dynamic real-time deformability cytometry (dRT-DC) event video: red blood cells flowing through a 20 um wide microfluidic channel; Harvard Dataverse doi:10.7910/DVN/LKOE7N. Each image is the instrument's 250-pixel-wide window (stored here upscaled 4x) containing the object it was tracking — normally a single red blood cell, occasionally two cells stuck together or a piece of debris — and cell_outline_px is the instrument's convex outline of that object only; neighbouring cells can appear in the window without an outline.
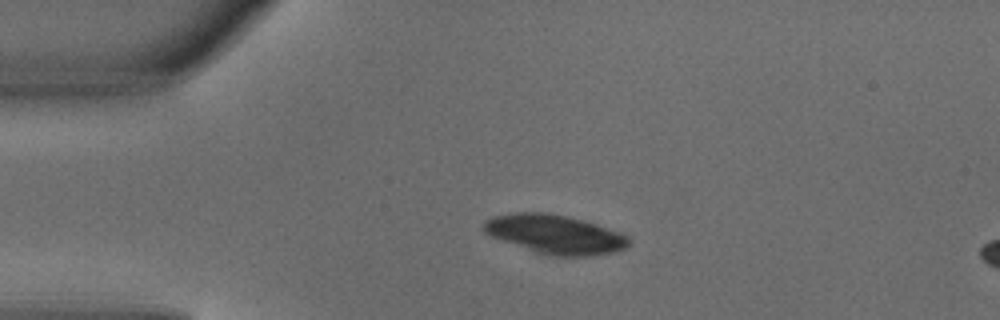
{"species": "common noctule bat (a hibernating species)", "species_latin": "Nyctalus noctula", "temperature_condition": "warm", "stored_images_in_passage": 2, "camera_frame_rate_fps": 3000, "um_per_image_px": 0.085, "animal": {"sex": "male", "body_mass_g": 18.8}, "frame": {"image": 1, "passage_image": 2, "time_ms": 0.333, "image_size_px": [1000, 320], "cell_outline_px": [[632, 240], [624, 248], [612, 252], [588, 256], [552, 256], [536, 252], [492, 236], [484, 232], [484, 220], [492, 216], [516, 212], [544, 212], [568, 216], [596, 224], [620, 232], [628, 236]], "centroid_in_image_um": [47.18, 19.9], "position_along_channel_um": 37.8, "area_um2": 32.71}}